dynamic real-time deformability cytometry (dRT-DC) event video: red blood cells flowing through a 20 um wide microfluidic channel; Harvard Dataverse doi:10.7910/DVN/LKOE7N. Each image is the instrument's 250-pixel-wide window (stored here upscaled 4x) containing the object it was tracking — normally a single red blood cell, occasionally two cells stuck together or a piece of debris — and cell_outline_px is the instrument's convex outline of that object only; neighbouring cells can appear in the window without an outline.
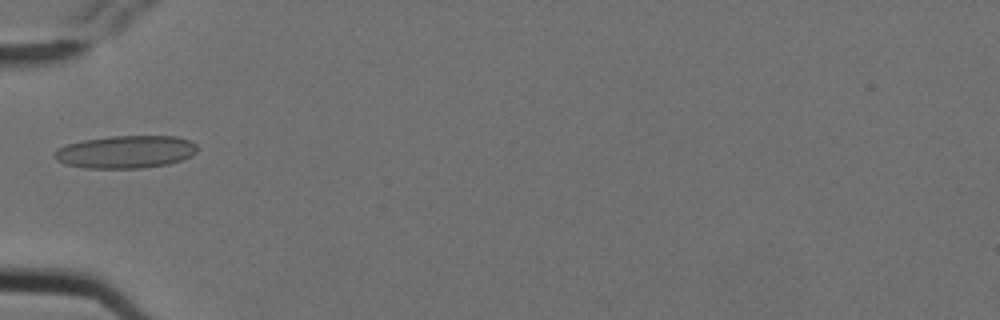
{"species": "Egyptian fruit bat (a non-hibernating species)", "species_latin": "Rousettus aegyptiacus", "temperature_condition": "cold", "stored_images_in_passage": 4, "camera_frame_rate_fps": 3000, "um_per_image_px": 0.085, "animal": {"sex": "female"}, "frame": {"image": 1, "passage_image": 3, "time_ms": 0.667, "image_size_px": [1000, 320], "cell_outline_px": [[196, 152], [192, 156], [168, 164], [144, 168], [84, 168], [64, 164], [56, 160], [52, 156], [56, 148], [68, 144], [84, 140], [112, 136], [176, 136], [188, 140], [196, 144]], "centroid_in_image_um": [10.65, 12.91], "position_along_channel_um": 74.3, "area_um2": 27.28}}
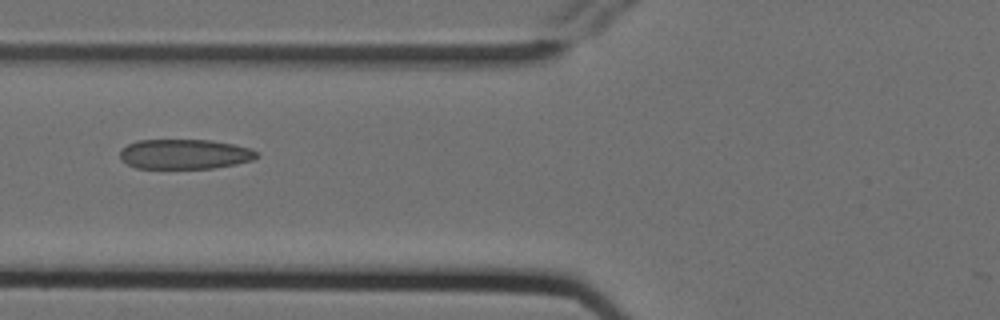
{"frame": {"image": 2, "passage_image": 4, "time_ms": 1.0, "image_size_px": [1000, 320], "cell_outline_px": [[260, 156], [252, 160], [236, 164], [212, 168], [136, 168], [120, 160], [120, 148], [136, 140], [208, 140], [232, 144], [248, 148], [256, 152]], "centroid_in_image_um": [15.65, 13.1], "position_along_channel_um": 110.2, "area_um2": 23.76}}